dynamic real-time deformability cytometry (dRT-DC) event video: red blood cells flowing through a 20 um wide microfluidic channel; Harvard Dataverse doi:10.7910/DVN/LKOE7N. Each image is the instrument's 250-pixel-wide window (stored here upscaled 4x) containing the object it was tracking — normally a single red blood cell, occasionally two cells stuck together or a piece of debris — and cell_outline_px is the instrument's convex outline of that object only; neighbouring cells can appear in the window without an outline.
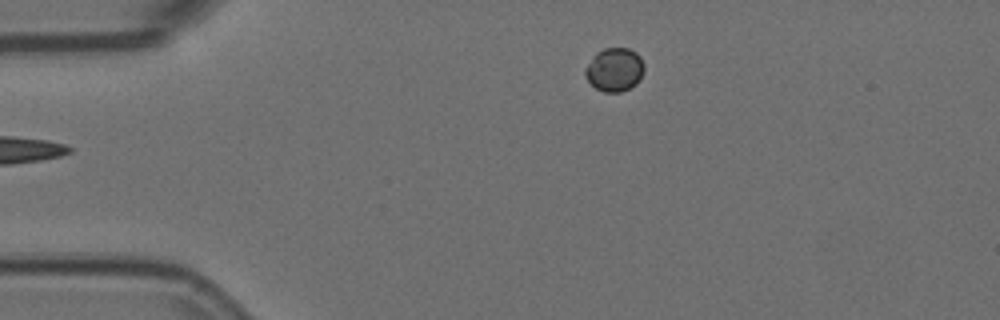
{"species": "Egyptian fruit bat (a non-hibernating species)", "species_latin": "Rousettus aegyptiacus", "temperature_condition": "room temperature", "stored_images_in_passage": 39, "camera_frame_rate_fps": 3000, "um_per_image_px": 0.085, "animal": {"sex": "female"}, "frame": {"image": 1, "passage_image": 1, "time_ms": 0.0, "image_size_px": [1000, 320], "cell_outline_px": [[644, 72], [640, 80], [636, 84], [620, 92], [604, 92], [596, 88], [584, 76], [584, 68], [596, 52], [604, 48], [628, 48], [636, 52], [640, 56], [644, 64]], "centroid_in_image_um": [52.23, 5.91], "position_along_channel_um": 32.8, "area_um2": 15.09}}
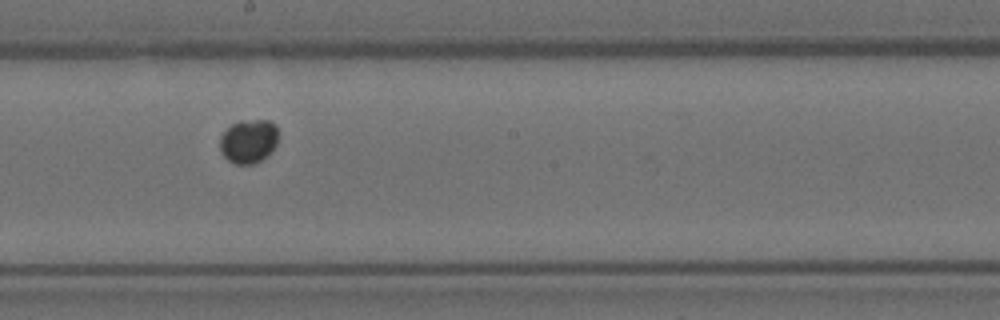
{"frame": {"image": 2, "passage_image": 21, "time_ms": 6.667, "image_size_px": [1000, 320], "cell_outline_px": [[280, 136], [272, 152], [268, 156], [252, 164], [236, 164], [228, 160], [220, 152], [220, 136], [232, 124], [240, 120], [268, 120], [276, 124]], "centroid_in_image_um": [21.17, 11.99], "position_along_channel_um": 227.0, "area_um2": 15.2}}
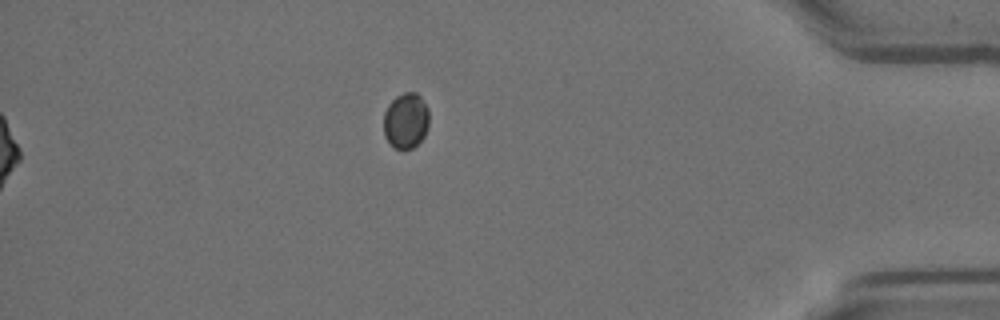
{"frame": {"image": 3, "passage_image": 39, "time_ms": 12.667, "image_size_px": [1000, 320], "cell_outline_px": [[428, 128], [424, 136], [412, 148], [396, 148], [384, 136], [384, 112], [388, 104], [396, 96], [404, 92], [416, 92], [420, 96], [428, 108]], "centroid_in_image_um": [34.5, 10.22], "position_along_channel_um": 400.7, "area_um2": 14.62}}